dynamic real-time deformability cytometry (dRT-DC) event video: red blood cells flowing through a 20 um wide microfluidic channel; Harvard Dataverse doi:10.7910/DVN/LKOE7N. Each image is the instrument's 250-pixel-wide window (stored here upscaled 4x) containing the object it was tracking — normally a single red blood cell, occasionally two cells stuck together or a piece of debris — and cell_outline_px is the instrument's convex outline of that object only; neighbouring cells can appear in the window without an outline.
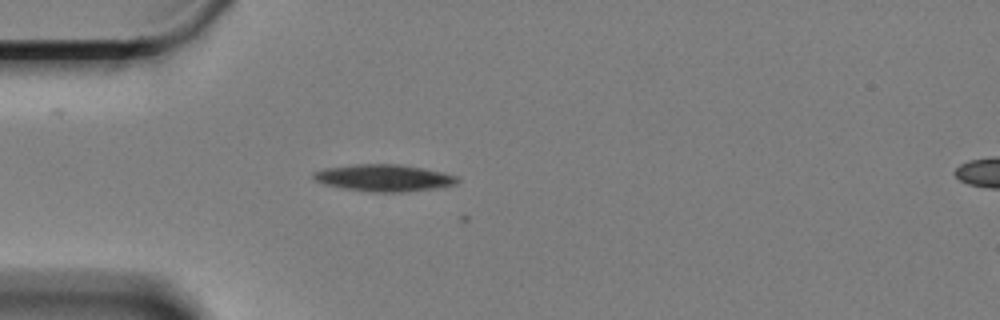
{"species": "Egyptian fruit bat (a non-hibernating species)", "species_latin": "Rousettus aegyptiacus", "temperature_condition": "cold", "stored_images_in_passage": 3, "camera_frame_rate_fps": 3000, "um_per_image_px": 0.085, "animal": {"sex": "female"}, "frame": {"image": 1, "passage_image": 2, "time_ms": 0.333, "image_size_px": [1000, 320], "cell_outline_px": [[460, 180], [456, 184], [436, 188], [404, 192], [372, 192], [344, 188], [324, 184], [316, 180], [312, 176], [312, 172], [324, 168], [352, 164], [400, 164], [424, 168], [444, 172], [460, 176]], "centroid_in_image_um": [32.67, 15.11], "position_along_channel_um": 52.3, "area_um2": 22.77}}